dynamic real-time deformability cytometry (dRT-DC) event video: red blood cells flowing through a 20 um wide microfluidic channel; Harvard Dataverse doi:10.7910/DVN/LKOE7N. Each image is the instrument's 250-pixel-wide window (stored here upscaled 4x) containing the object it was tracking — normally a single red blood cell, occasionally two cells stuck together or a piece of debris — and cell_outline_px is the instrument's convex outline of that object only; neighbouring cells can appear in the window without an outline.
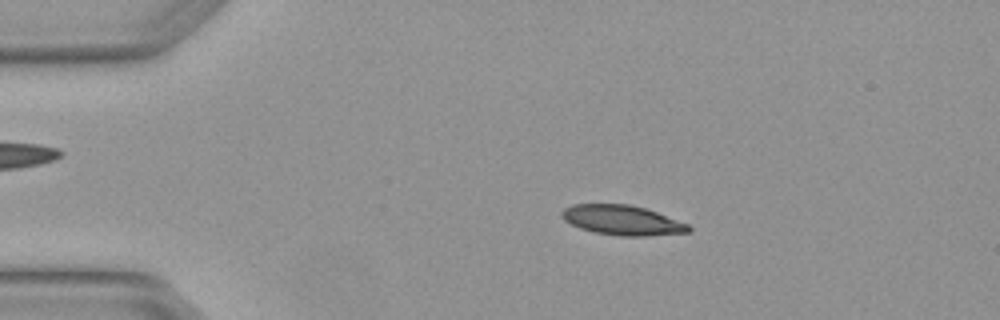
{"species": "Egyptian fruit bat (a non-hibernating species)", "species_latin": "Rousettus aegyptiacus", "temperature_condition": "warm", "stored_images_in_passage": 3, "camera_frame_rate_fps": 3000, "um_per_image_px": 0.085, "animal": {"sex": "female"}, "frame": {"image": 1, "passage_image": 2, "time_ms": 0.333, "image_size_px": [1000, 320], "cell_outline_px": [[692, 232], [644, 236], [620, 236], [596, 232], [580, 228], [564, 220], [560, 216], [560, 212], [564, 208], [572, 204], [628, 204], [644, 208], [656, 212], [688, 224], [692, 228]], "centroid_in_image_um": [52.88, 18.71], "position_along_channel_um": 32.1, "area_um2": 21.96}}